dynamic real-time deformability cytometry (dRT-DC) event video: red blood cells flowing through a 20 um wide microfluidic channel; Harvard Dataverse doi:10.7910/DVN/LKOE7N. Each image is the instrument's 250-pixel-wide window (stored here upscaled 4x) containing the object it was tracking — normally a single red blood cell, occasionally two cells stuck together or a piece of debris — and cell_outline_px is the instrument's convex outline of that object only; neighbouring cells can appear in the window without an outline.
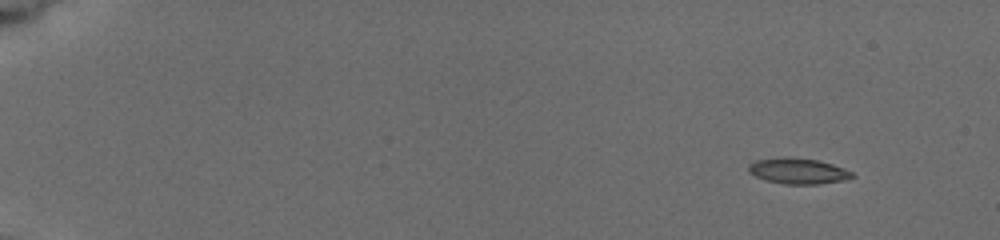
{"species": "common noctule bat (a hibernating species)", "species_latin": "Nyctalus noctula", "temperature_condition": "cold", "stored_images_in_passage": 18, "camera_frame_rate_fps": 3000, "um_per_image_px": 0.085, "animal": {"sex": "female", "body_mass_g": 19.5, "forearm_length_mm": 54.1}, "frame": {"image": 1, "passage_image": 2, "time_ms": 0.667, "image_size_px": [1000, 240], "cell_outline_px": [[856, 176], [840, 180], [816, 184], [784, 184], [764, 180], [748, 172], [748, 164], [756, 160], [784, 156], [788, 156], [820, 160], [844, 168], [852, 172]], "centroid_in_image_um": [67.79, 14.51], "position_along_channel_um": 17.2, "area_um2": 15.66}}
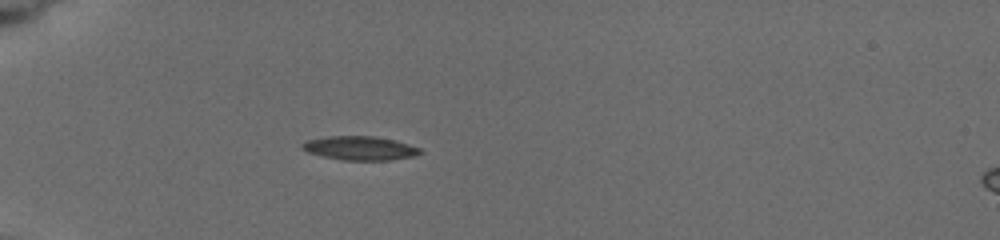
{"frame": {"image": 2, "passage_image": 11, "time_ms": 5.0, "image_size_px": [1000, 240], "cell_outline_px": [[424, 152], [412, 156], [388, 160], [344, 160], [324, 156], [308, 152], [300, 148], [300, 144], [308, 140], [328, 136], [376, 136], [396, 140], [420, 148]], "centroid_in_image_um": [30.6, 12.58], "position_along_channel_um": 54.4, "area_um2": 16.36}}
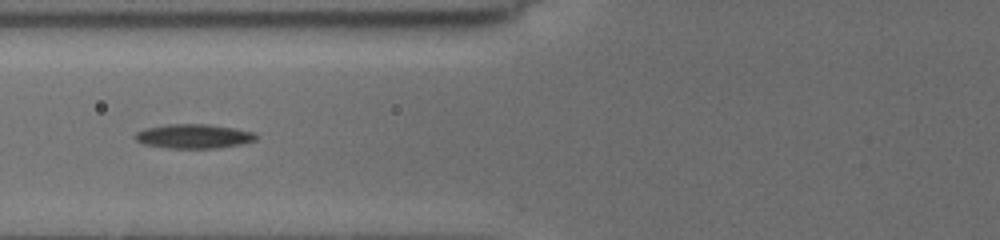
{"frame": {"image": 3, "passage_image": 16, "time_ms": 7.0, "image_size_px": [1000, 240], "cell_outline_px": [[256, 140], [244, 144], [220, 148], [168, 148], [144, 144], [136, 140], [132, 136], [136, 132], [144, 128], [168, 124], [208, 124], [236, 128], [252, 132], [256, 136]], "centroid_in_image_um": [16.45, 11.58], "position_along_channel_um": 109.4, "area_um2": 17.28}}